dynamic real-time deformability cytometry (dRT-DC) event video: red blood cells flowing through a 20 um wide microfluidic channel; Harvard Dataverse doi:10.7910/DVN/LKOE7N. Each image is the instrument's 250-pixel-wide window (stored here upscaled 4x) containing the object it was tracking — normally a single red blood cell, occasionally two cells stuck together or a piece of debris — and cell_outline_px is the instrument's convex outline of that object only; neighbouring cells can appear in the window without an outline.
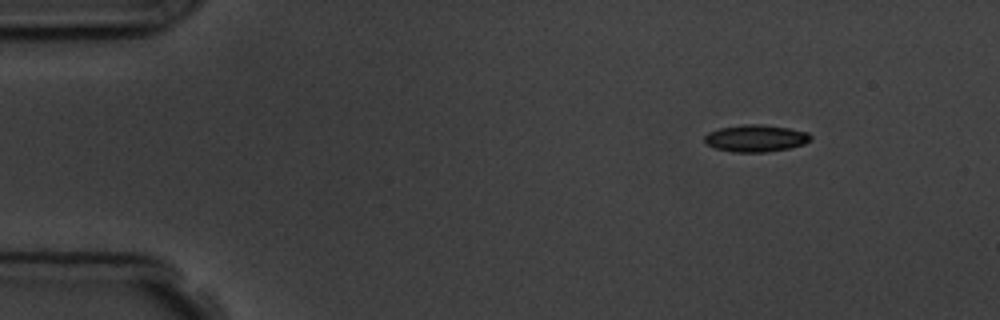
{"species": "common noctule bat (a hibernating species)", "species_latin": "Nyctalus noctula", "temperature_condition": "room temperature", "stored_images_in_passage": 5, "camera_frame_rate_fps": 3000, "um_per_image_px": 0.085, "animal": {"sex": "male", "body_mass_g": 19.5, "forearm_length_mm": 54.6}, "frame": {"image": 1, "passage_image": 1, "time_ms": 0.0, "image_size_px": [1000, 320], "cell_outline_px": [[812, 140], [804, 144], [788, 148], [764, 152], [736, 152], [716, 148], [708, 144], [704, 140], [704, 136], [708, 132], [720, 128], [744, 124], [760, 124], [788, 128], [808, 132], [812, 136]], "centroid_in_image_um": [64.26, 11.74], "position_along_channel_um": 20.7, "area_um2": 16.59}}
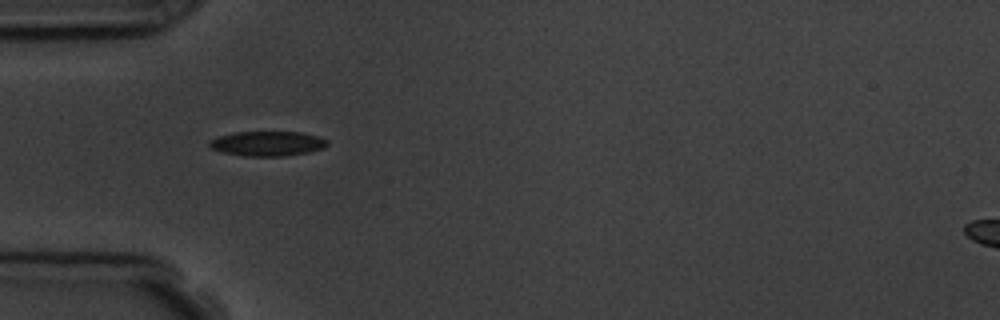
{"frame": {"image": 2, "passage_image": 4, "time_ms": 3.333, "image_size_px": [1000, 320], "cell_outline_px": [[328, 144], [324, 148], [308, 152], [284, 156], [244, 156], [224, 152], [212, 148], [208, 144], [212, 140], [220, 136], [236, 132], [300, 132], [316, 136], [328, 140]], "centroid_in_image_um": [22.77, 12.2], "position_along_channel_um": 62.2, "area_um2": 16.76}}